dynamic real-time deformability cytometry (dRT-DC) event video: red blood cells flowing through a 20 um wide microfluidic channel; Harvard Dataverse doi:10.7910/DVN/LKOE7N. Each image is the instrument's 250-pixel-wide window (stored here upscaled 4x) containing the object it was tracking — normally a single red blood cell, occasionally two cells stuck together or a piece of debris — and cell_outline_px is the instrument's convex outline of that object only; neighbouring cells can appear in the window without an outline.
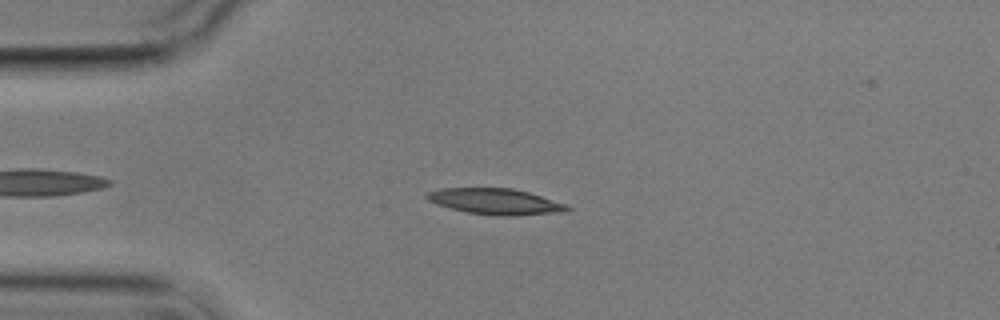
{"species": "common noctule bat (a hibernating species)", "species_latin": "Nyctalus noctula", "temperature_condition": "cold", "stored_images_in_passage": 3, "camera_frame_rate_fps": 3000, "um_per_image_px": 0.085, "animal": {"sex": "male", "body_mass_g": 17.9}, "frame": {"image": 1, "passage_image": 3, "time_ms": 2.667, "image_size_px": [1000, 320], "cell_outline_px": [[572, 208], [568, 212], [516, 216], [500, 216], [468, 212], [436, 204], [428, 200], [424, 196], [428, 192], [440, 188], [512, 188], [528, 192], [564, 204]], "centroid_in_image_um": [42.13, 17.13], "position_along_channel_um": 42.9, "area_um2": 21.15}}